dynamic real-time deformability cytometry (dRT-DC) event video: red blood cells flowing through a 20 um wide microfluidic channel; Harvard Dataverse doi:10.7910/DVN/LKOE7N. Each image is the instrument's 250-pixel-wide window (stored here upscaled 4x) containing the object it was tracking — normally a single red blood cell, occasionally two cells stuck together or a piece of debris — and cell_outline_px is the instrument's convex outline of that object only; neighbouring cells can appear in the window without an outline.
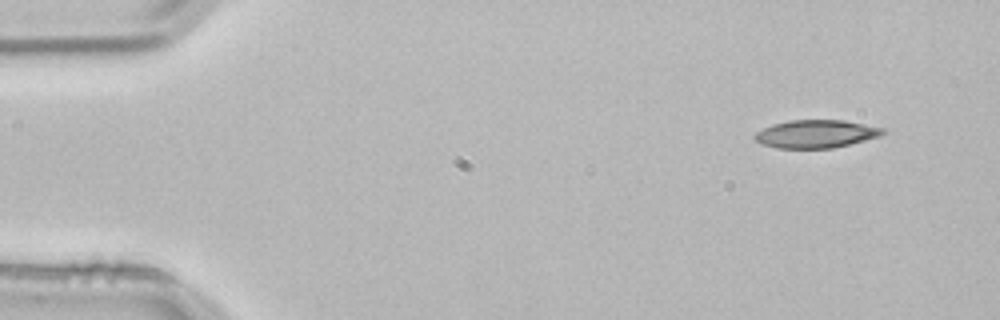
{"species": "common noctule bat (a hibernating species)", "species_latin": "Nyctalus noctula", "temperature_condition": "room temperature", "stored_images_in_passage": 3, "camera_frame_rate_fps": 3000, "um_per_image_px": 0.085, "animal": {"sex": "male", "body_mass_g": 21.5, "forearm_length_mm": 52.0}, "frame": {"image": 1, "passage_image": 1, "time_ms": 0.0, "image_size_px": [1000, 320], "cell_outline_px": [[888, 132], [880, 136], [832, 148], [776, 148], [764, 144], [756, 140], [752, 136], [756, 132], [772, 124], [788, 120], [844, 120], [884, 128]], "centroid_in_image_um": [69.36, 11.37], "position_along_channel_um": 15.6, "area_um2": 20.81}}